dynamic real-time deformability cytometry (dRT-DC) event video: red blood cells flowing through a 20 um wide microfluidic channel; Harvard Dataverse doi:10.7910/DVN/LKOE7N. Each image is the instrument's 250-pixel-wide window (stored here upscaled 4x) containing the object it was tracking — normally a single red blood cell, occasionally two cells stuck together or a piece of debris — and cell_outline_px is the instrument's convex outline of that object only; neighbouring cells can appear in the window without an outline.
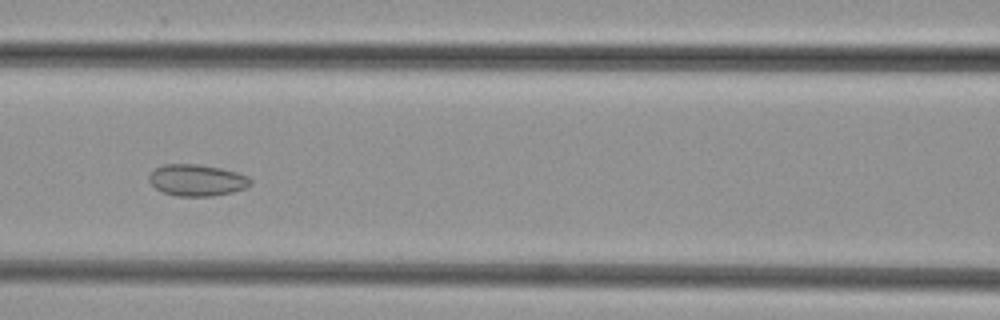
{"species": "common noctule bat (a hibernating species)", "species_latin": "Nyctalus noctula", "temperature_condition": "cold", "stored_images_in_passage": 47, "camera_frame_rate_fps": 3000, "um_per_image_px": 0.085, "animal": {"sex": "female", "body_mass_g": 29.2, "forearm_length_mm": 56.3}, "frame": {"image": 1, "passage_image": 20, "time_ms": 6.333, "image_size_px": [1000, 320], "cell_outline_px": [[252, 184], [244, 188], [232, 192], [212, 196], [176, 196], [164, 192], [156, 188], [148, 180], [148, 176], [156, 168], [164, 164], [200, 164], [220, 168], [236, 172], [248, 176], [252, 180]], "centroid_in_image_um": [16.75, 15.31], "position_along_channel_um": 149.9, "area_um2": 18.61}}
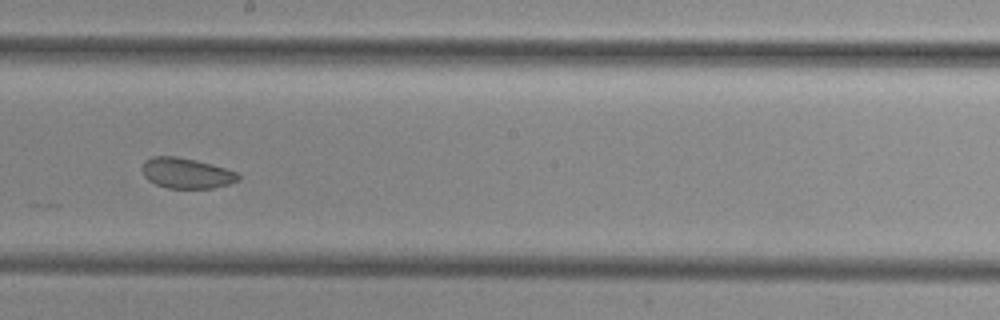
{"frame": {"image": 2, "passage_image": 26, "time_ms": 8.333, "image_size_px": [1000, 320], "cell_outline_px": [[240, 180], [228, 184], [212, 188], [168, 188], [156, 184], [148, 180], [144, 176], [140, 168], [144, 160], [152, 156], [176, 156], [196, 160], [212, 164], [236, 172], [240, 176]], "centroid_in_image_um": [15.8, 14.71], "position_along_channel_um": 232.4, "area_um2": 17.17}}
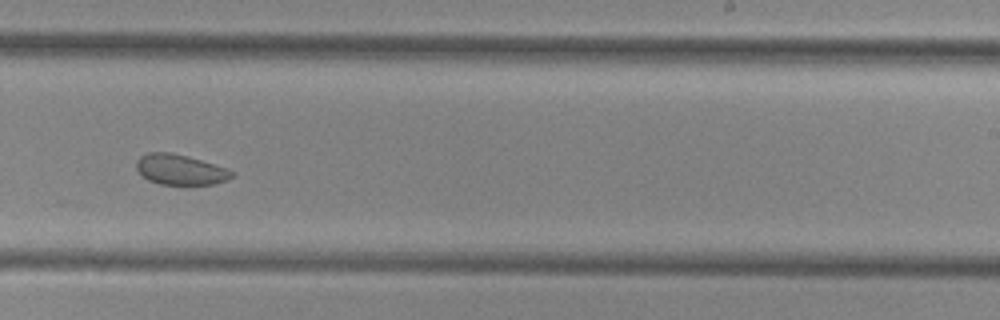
{"frame": {"image": 3, "passage_image": 29, "time_ms": 9.333, "image_size_px": [1000, 320], "cell_outline_px": [[236, 172], [228, 180], [212, 184], [160, 184], [148, 180], [136, 168], [136, 160], [140, 156], [148, 152], [172, 152], [188, 156], [228, 168]], "centroid_in_image_um": [15.34, 14.4], "position_along_channel_um": 273.7, "area_um2": 16.94}}